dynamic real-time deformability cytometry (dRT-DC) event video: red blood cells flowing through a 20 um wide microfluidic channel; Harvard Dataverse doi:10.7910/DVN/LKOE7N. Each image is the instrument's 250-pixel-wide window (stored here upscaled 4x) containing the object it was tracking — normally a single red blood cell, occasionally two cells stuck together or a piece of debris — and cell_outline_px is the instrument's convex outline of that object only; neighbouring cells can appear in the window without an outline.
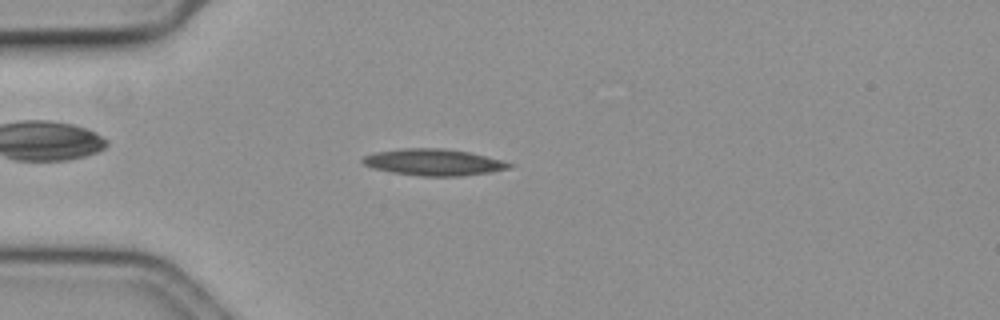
{"species": "common noctule bat (a hibernating species)", "species_latin": "Nyctalus noctula", "temperature_condition": "cold", "stored_images_in_passage": 51, "camera_frame_rate_fps": 3000, "um_per_image_px": 0.085, "animal": {"sex": "female", "body_mass_g": 19.3, "forearm_length_mm": 54.1}, "frame": {"image": 1, "passage_image": 10, "time_ms": 3.0, "image_size_px": [1000, 320], "cell_outline_px": [[512, 168], [488, 172], [460, 176], [420, 176], [392, 172], [372, 168], [364, 164], [360, 160], [364, 156], [376, 152], [404, 148], [444, 148], [468, 152], [500, 160], [512, 164]], "centroid_in_image_um": [36.81, 13.79], "position_along_channel_um": 48.2, "area_um2": 22.43}}
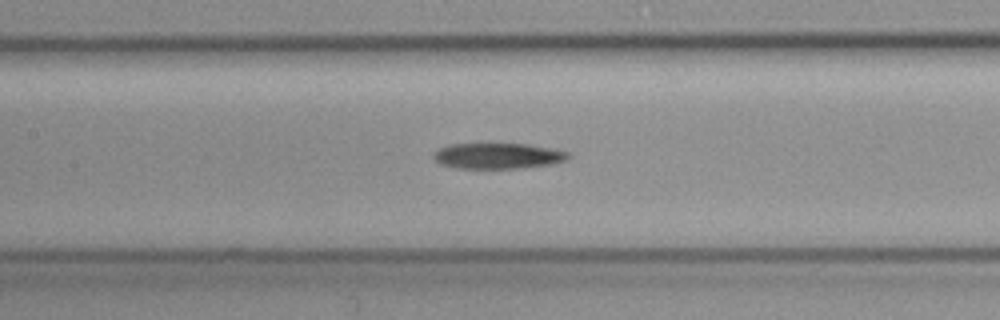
{"frame": {"image": 2, "passage_image": 21, "time_ms": 6.667, "image_size_px": [1000, 320], "cell_outline_px": [[572, 156], [568, 160], [552, 164], [520, 168], [456, 168], [440, 164], [432, 156], [440, 148], [448, 144], [528, 144], [552, 148], [568, 152]], "centroid_in_image_um": [42.37, 13.25], "position_along_channel_um": 165.0, "area_um2": 20.23}}
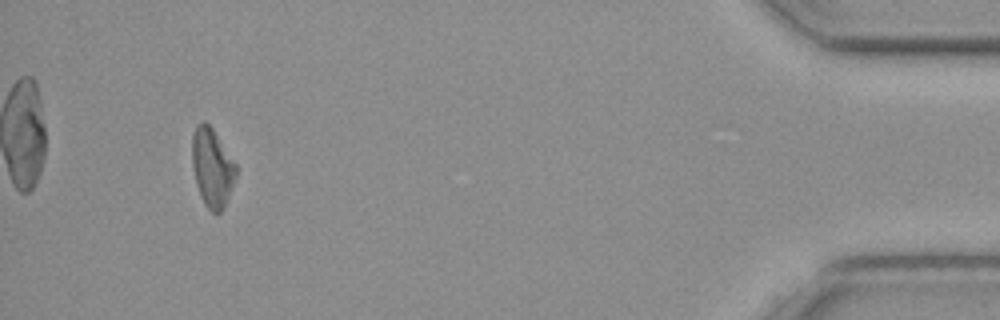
{"frame": {"image": 3, "passage_image": 48, "time_ms": 15.667, "image_size_px": [1000, 320], "cell_outline_px": [[236, 176], [224, 208], [220, 212], [212, 212], [204, 204], [200, 196], [196, 184], [192, 164], [192, 136], [196, 124], [204, 120], [212, 128], [236, 164]], "centroid_in_image_um": [18.01, 14.24], "position_along_channel_um": 417.2, "area_um2": 20.0}}